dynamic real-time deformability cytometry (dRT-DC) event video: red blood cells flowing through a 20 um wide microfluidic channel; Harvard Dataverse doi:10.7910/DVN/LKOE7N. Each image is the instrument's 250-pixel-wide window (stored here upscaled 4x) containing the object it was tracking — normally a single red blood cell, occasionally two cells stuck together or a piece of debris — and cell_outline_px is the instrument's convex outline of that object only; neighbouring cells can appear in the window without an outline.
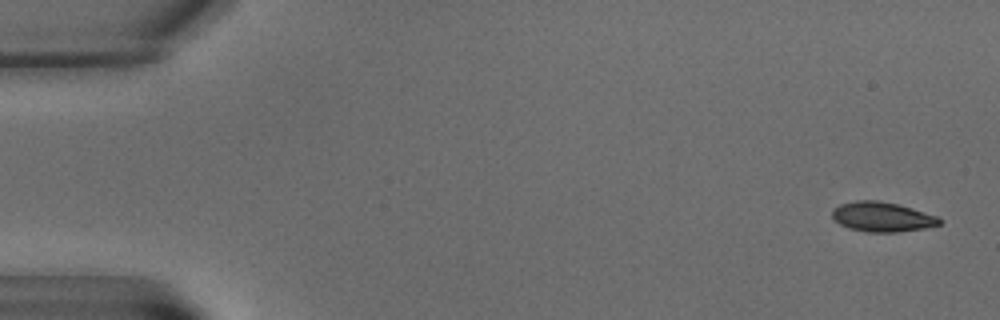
{"species": "common noctule bat (a hibernating species)", "species_latin": "Nyctalus noctula", "temperature_condition": "warm", "stored_images_in_passage": 4, "camera_frame_rate_fps": 3000, "um_per_image_px": 0.085, "animal": {"sex": "male", "body_mass_g": 15.6}, "frame": {"image": 1, "passage_image": 1, "time_ms": 0.0, "image_size_px": [1000, 320], "cell_outline_px": [[940, 224], [924, 228], [896, 232], [868, 232], [848, 228], [840, 224], [832, 216], [832, 208], [840, 204], [856, 200], [880, 200], [912, 208], [940, 216]], "centroid_in_image_um": [74.97, 18.42], "position_along_channel_um": 10.0, "area_um2": 18.61}}